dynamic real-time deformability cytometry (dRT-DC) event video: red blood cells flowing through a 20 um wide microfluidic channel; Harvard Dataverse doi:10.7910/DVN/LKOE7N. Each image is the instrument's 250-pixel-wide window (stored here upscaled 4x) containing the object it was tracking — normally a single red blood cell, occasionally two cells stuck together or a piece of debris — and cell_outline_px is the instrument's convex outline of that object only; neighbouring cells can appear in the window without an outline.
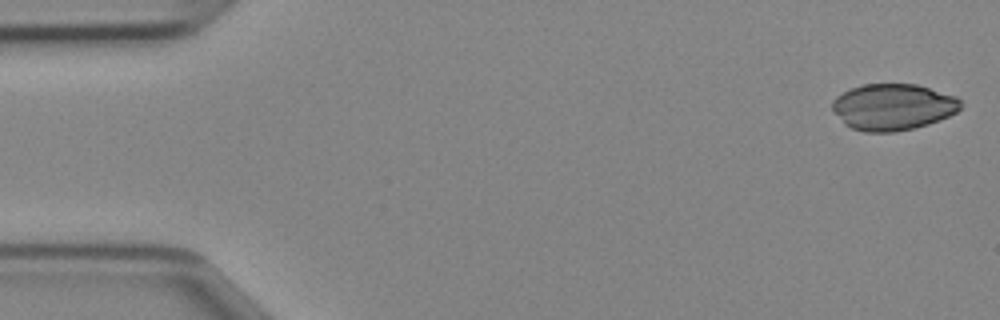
{"species": "Egyptian fruit bat (a non-hibernating species)", "species_latin": "Rousettus aegyptiacus", "temperature_condition": "cold", "stored_images_in_passage": 11, "camera_frame_rate_fps": 3000, "um_per_image_px": 0.085, "animal": {"sex": "female"}, "frame": {"image": 1, "passage_image": 1, "time_ms": 0.0, "image_size_px": [1000, 320], "cell_outline_px": [[960, 108], [956, 112], [948, 116], [928, 124], [896, 132], [864, 132], [852, 128], [844, 124], [832, 108], [832, 100], [836, 96], [852, 88], [864, 84], [916, 84], [956, 96], [960, 100]], "centroid_in_image_um": [75.89, 9.09], "position_along_channel_um": 9.1, "area_um2": 34.51}}